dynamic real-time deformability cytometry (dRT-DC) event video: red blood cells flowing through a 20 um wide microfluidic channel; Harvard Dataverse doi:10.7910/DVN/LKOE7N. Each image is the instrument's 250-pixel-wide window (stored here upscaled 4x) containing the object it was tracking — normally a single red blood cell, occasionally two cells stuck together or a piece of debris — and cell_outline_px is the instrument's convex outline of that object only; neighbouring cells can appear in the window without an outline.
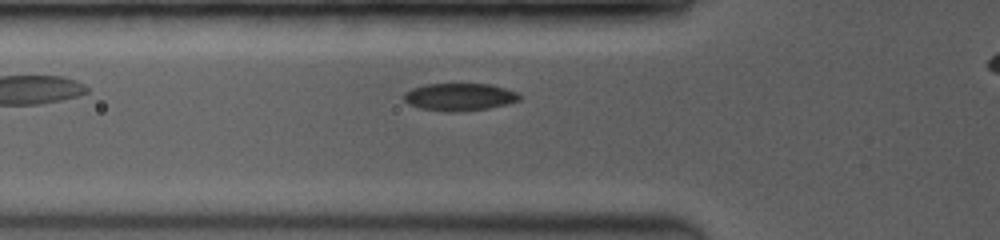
{"species": "common noctule bat (a hibernating species)", "species_latin": "Nyctalus noctula", "temperature_condition": "room temperature", "stored_images_in_passage": 24, "camera_frame_rate_fps": 3500, "um_per_image_px": 0.085, "animal": {"sex": "female", "body_mass_g": 19.0, "forearm_length_mm": 53.3}, "frame": {"image": 1, "passage_image": 2, "time_ms": 0.286, "image_size_px": [1000, 240], "cell_outline_px": [[520, 100], [508, 104], [488, 108], [460, 112], [448, 112], [420, 108], [408, 104], [404, 100], [404, 92], [412, 88], [424, 84], [492, 84], [516, 92], [520, 96]], "centroid_in_image_um": [39.04, 8.24], "position_along_channel_um": 86.8, "area_um2": 18.61}}
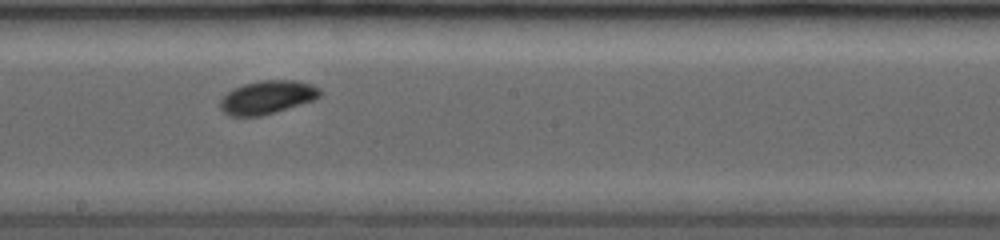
{"frame": {"image": 2, "passage_image": 10, "time_ms": 3.714, "image_size_px": [1000, 240], "cell_outline_px": [[320, 96], [316, 100], [276, 112], [260, 116], [228, 116], [220, 108], [220, 100], [228, 92], [244, 84], [260, 80], [296, 80], [312, 84], [320, 88]], "centroid_in_image_um": [22.75, 8.27], "position_along_channel_um": 225.4, "area_um2": 19.48}}
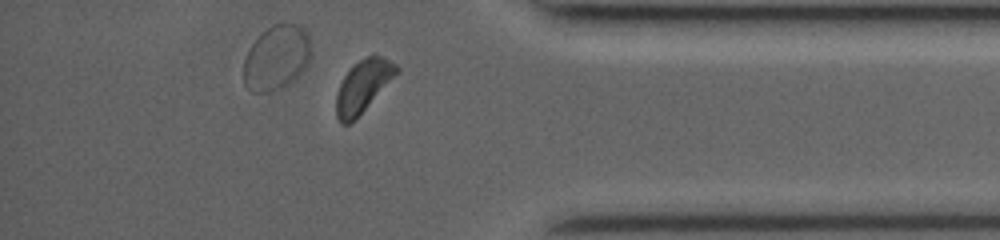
{"frame": {"image": 3, "passage_image": 22, "time_ms": 8.286, "image_size_px": [1000, 240], "cell_outline_px": [[400, 72], [348, 124], [340, 124], [336, 116], [336, 96], [340, 84], [344, 76], [352, 64], [368, 56], [384, 56], [396, 64], [400, 68]], "centroid_in_image_um": [30.87, 7.27], "position_along_channel_um": 404.3, "area_um2": 17.98}}